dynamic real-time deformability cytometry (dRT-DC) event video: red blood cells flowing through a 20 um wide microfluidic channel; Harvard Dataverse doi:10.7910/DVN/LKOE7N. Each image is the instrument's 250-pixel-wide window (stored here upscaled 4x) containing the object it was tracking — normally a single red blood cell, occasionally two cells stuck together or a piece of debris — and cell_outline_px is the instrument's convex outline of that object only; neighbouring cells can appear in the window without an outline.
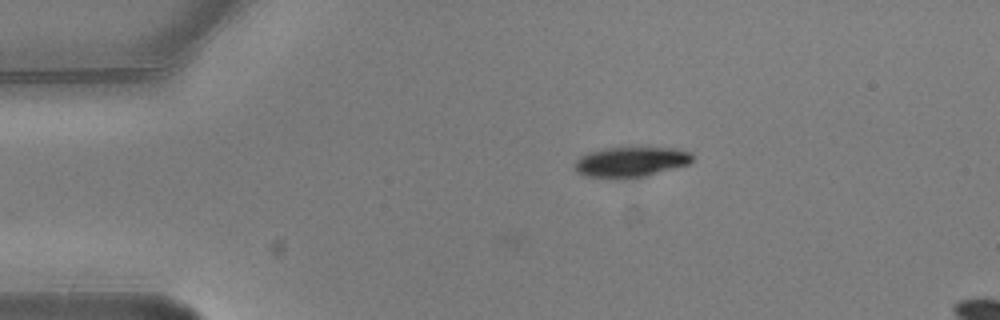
{"species": "common noctule bat (a hibernating species)", "species_latin": "Nyctalus noctula", "temperature_condition": "warm", "stored_images_in_passage": 4, "camera_frame_rate_fps": 3000, "um_per_image_px": 0.085, "animal": {"sex": "male", "body_mass_g": 20.5, "forearm_length_mm": 52.5}, "frame": {"image": 1, "passage_image": 4, "time_ms": 1.0, "image_size_px": [1000, 320], "cell_outline_px": [[696, 156], [688, 164], [644, 176], [584, 176], [576, 172], [572, 168], [572, 164], [580, 156], [588, 152], [604, 148], [628, 144], [676, 148], [692, 152]], "centroid_in_image_um": [53.63, 13.66], "position_along_channel_um": 31.4, "area_um2": 21.33}}